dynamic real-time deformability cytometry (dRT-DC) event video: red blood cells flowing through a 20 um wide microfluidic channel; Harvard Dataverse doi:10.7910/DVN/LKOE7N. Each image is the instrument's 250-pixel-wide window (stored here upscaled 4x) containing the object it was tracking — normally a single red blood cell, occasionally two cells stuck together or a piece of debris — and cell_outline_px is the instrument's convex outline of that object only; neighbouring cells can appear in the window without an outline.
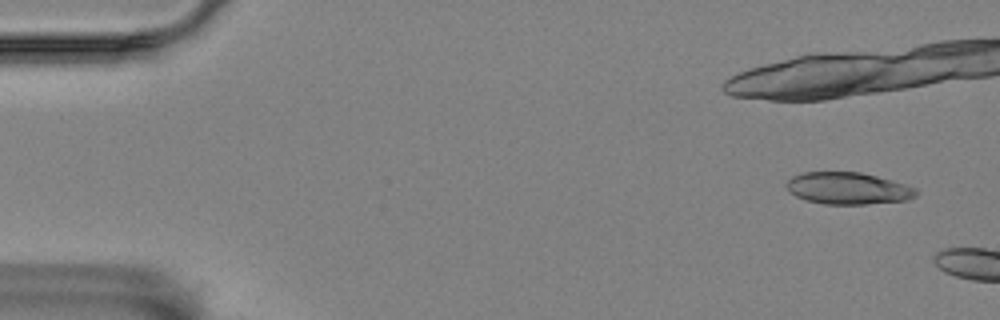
{"species": "Egyptian fruit bat (a non-hibernating species)", "species_latin": "Rousettus aegyptiacus", "temperature_condition": "room temperature", "stored_images_in_passage": 7, "segment_of_instrument_passage": [2, 2], "camera_frame_rate_fps": 3000, "um_per_image_px": 0.085, "animal": {"sex": "female"}, "frame": {"image": 1, "passage_image": 7, "time_ms": 8.333, "image_size_px": [1000, 320], "cell_outline_px": [[920, 192], [916, 196], [908, 200], [864, 204], [824, 204], [804, 200], [796, 196], [784, 184], [792, 176], [800, 172], [860, 172], [892, 180], [916, 188]], "centroid_in_image_um": [72.08, 16.01], "position_along_channel_um": 12.9, "area_um2": 24.22}}